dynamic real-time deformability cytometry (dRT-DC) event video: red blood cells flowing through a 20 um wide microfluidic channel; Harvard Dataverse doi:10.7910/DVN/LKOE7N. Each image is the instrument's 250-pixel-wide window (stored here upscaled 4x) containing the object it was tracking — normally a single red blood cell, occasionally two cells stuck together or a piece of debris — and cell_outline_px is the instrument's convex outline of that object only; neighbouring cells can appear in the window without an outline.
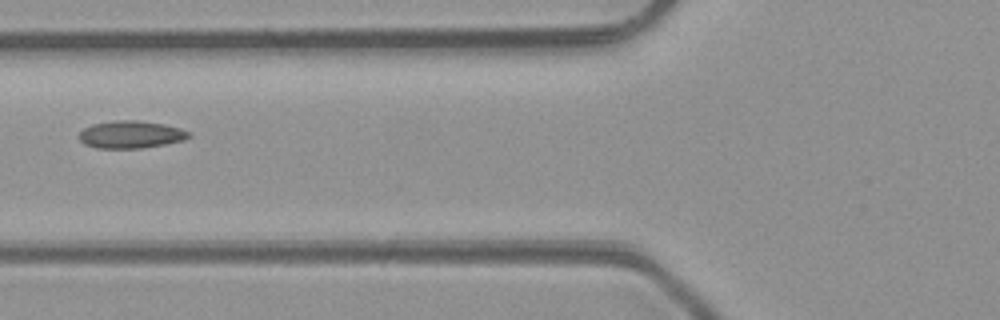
{"species": "common noctule bat (a hibernating species)", "species_latin": "Nyctalus noctula", "temperature_condition": "room temperature", "stored_images_in_passage": 2, "camera_frame_rate_fps": 3000, "um_per_image_px": 0.085, "animal": {"sex": "male", "body_mass_g": 23.1, "forearm_length_mm": 52.7}, "frame": {"image": 1, "passage_image": 2, "time_ms": 1.0, "image_size_px": [1000, 320], "cell_outline_px": [[192, 136], [184, 140], [164, 144], [140, 148], [96, 148], [84, 144], [80, 140], [80, 132], [84, 128], [92, 124], [116, 120], [136, 120], [164, 124], [180, 128], [188, 132]], "centroid_in_image_um": [11.12, 11.43], "position_along_channel_um": 114.7, "area_um2": 17.46}}